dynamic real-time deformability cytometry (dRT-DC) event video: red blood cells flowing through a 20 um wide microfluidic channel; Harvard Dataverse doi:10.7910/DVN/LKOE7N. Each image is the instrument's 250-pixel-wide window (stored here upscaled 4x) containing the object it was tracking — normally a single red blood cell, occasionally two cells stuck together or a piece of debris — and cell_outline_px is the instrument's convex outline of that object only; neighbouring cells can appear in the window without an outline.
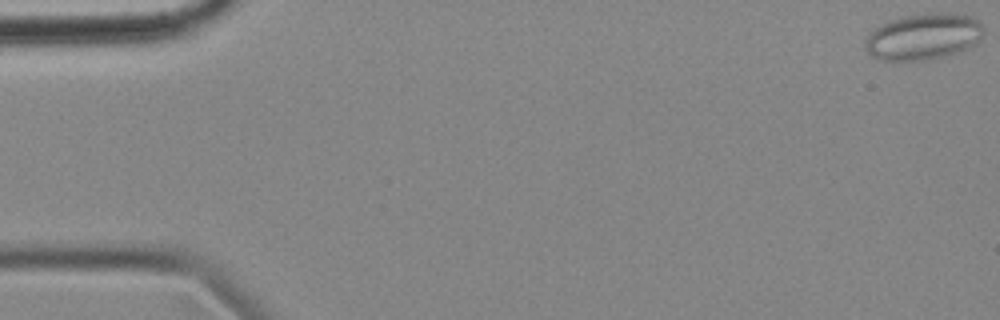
{"species": "common noctule bat (a hibernating species)", "species_latin": "Nyctalus noctula", "temperature_condition": "cold", "stored_images_in_passage": 57, "camera_frame_rate_fps": 3000, "um_per_image_px": 0.085, "animal": {"sex": "female", "body_mass_g": 18.4}, "frame": {"image": 1, "passage_image": 1, "time_ms": 0.0, "image_size_px": [1000, 320], "cell_outline_px": [[984, 32], [980, 40], [976, 44], [968, 48], [944, 56], [928, 60], [876, 60], [864, 48], [864, 40], [872, 28], [888, 20], [900, 16], [932, 12], [948, 12], [968, 16], [976, 20], [984, 28]], "centroid_in_image_um": [78.44, 3.1], "position_along_channel_um": 6.6, "area_um2": 32.48}}
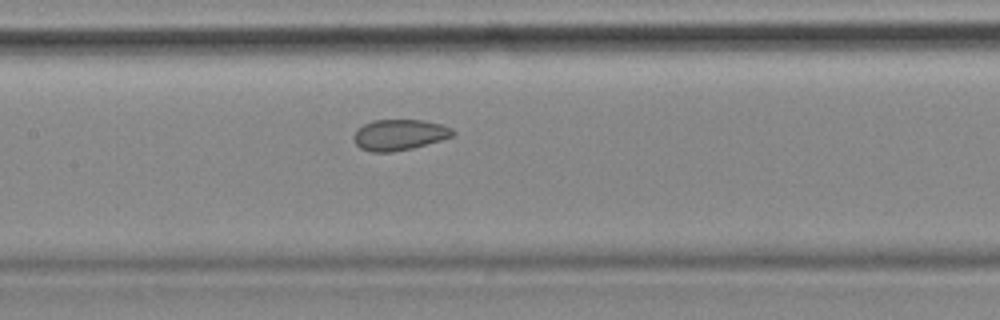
{"frame": {"image": 2, "passage_image": 27, "time_ms": 8.667, "image_size_px": [1000, 320], "cell_outline_px": [[456, 132], [452, 136], [440, 140], [412, 148], [392, 152], [372, 152], [360, 148], [352, 140], [352, 136], [356, 128], [372, 120], [424, 120], [440, 124], [452, 128]], "centroid_in_image_um": [33.89, 11.45], "position_along_channel_um": 173.5, "area_um2": 17.92}}
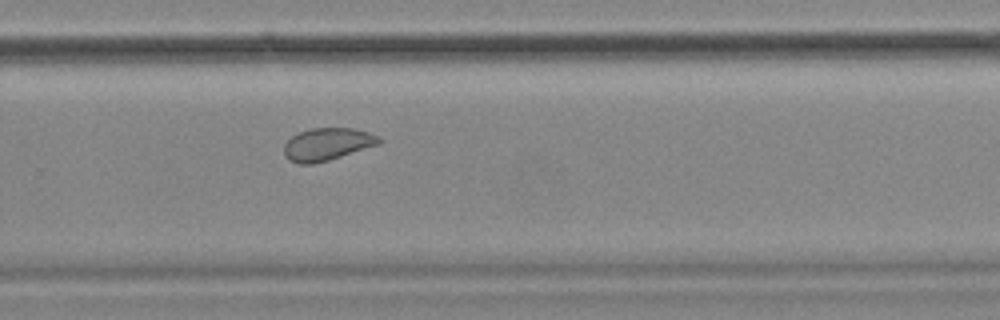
{"frame": {"image": 3, "passage_image": 38, "time_ms": 12.333, "image_size_px": [1000, 320], "cell_outline_px": [[384, 140], [380, 144], [328, 160], [312, 164], [300, 164], [288, 160], [284, 156], [284, 144], [292, 136], [300, 132], [312, 128], [352, 128], [368, 132], [380, 136]], "centroid_in_image_um": [27.83, 12.26], "position_along_channel_um": 302.0, "area_um2": 18.03}, "authors_computed_cell_mechanics": {"area_um2": 20.6924, "velocity_mm_per_s": 3.5204, "shape_relaxation_time_tau1_ms": null, "shape_relaxation_time_tau2_ms": 1.9083, "deformation_change_tau1": null, "deformation_change_tau2": 0.0539}}